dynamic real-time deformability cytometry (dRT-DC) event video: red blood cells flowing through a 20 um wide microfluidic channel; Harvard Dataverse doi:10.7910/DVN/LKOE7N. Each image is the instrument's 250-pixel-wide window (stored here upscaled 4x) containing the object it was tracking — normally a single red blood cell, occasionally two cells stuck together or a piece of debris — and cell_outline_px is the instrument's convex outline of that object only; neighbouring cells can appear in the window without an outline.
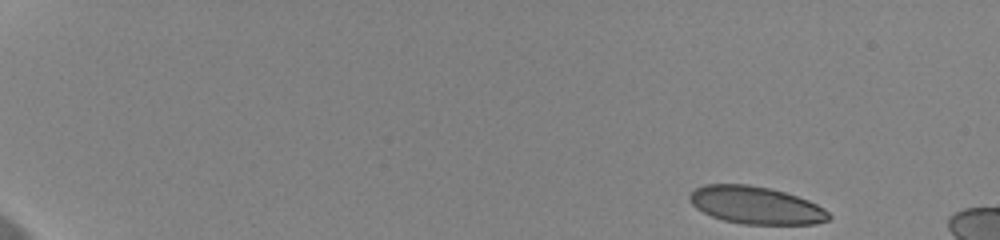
{"species": "human", "species_latin": "Homo sapiens", "temperature_condition": "cold", "stored_images_in_passage": 12, "camera_frame_rate_fps": 3000, "um_per_image_px": 0.085, "donor": {"sex": "female"}, "frame": {"image": 1, "passage_image": 1, "time_ms": 0.0, "image_size_px": [1000, 240], "cell_outline_px": [[832, 216], [828, 220], [816, 224], [744, 224], [724, 220], [712, 216], [696, 208], [688, 200], [688, 196], [696, 188], [704, 184], [748, 184], [768, 188], [784, 192], [808, 200], [824, 208]], "centroid_in_image_um": [64.24, 17.44], "position_along_channel_um": 20.8, "area_um2": 30.35}}